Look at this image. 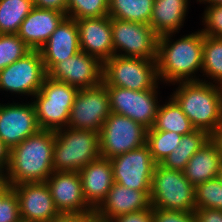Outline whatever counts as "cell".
<instances>
[{
  "label": "cell",
  "instance_id": "cell-1",
  "mask_svg": "<svg viewBox=\"0 0 222 222\" xmlns=\"http://www.w3.org/2000/svg\"><path fill=\"white\" fill-rule=\"evenodd\" d=\"M173 35L157 39V75L159 82L176 85L179 82L199 81L202 72L203 33L186 34L173 41ZM172 40V41H171Z\"/></svg>",
  "mask_w": 222,
  "mask_h": 222
},
{
  "label": "cell",
  "instance_id": "cell-2",
  "mask_svg": "<svg viewBox=\"0 0 222 222\" xmlns=\"http://www.w3.org/2000/svg\"><path fill=\"white\" fill-rule=\"evenodd\" d=\"M54 144L55 132L40 129L10 149V161L6 169L7 182L11 186L46 182L54 172Z\"/></svg>",
  "mask_w": 222,
  "mask_h": 222
},
{
  "label": "cell",
  "instance_id": "cell-3",
  "mask_svg": "<svg viewBox=\"0 0 222 222\" xmlns=\"http://www.w3.org/2000/svg\"><path fill=\"white\" fill-rule=\"evenodd\" d=\"M176 84L170 96L196 129L211 135L222 124V86L201 80Z\"/></svg>",
  "mask_w": 222,
  "mask_h": 222
},
{
  "label": "cell",
  "instance_id": "cell-4",
  "mask_svg": "<svg viewBox=\"0 0 222 222\" xmlns=\"http://www.w3.org/2000/svg\"><path fill=\"white\" fill-rule=\"evenodd\" d=\"M54 132V171L79 172L100 157L98 132L70 127Z\"/></svg>",
  "mask_w": 222,
  "mask_h": 222
},
{
  "label": "cell",
  "instance_id": "cell-5",
  "mask_svg": "<svg viewBox=\"0 0 222 222\" xmlns=\"http://www.w3.org/2000/svg\"><path fill=\"white\" fill-rule=\"evenodd\" d=\"M78 90L75 86L45 77L39 92L31 98L40 129L56 131L67 127Z\"/></svg>",
  "mask_w": 222,
  "mask_h": 222
},
{
  "label": "cell",
  "instance_id": "cell-6",
  "mask_svg": "<svg viewBox=\"0 0 222 222\" xmlns=\"http://www.w3.org/2000/svg\"><path fill=\"white\" fill-rule=\"evenodd\" d=\"M150 204L152 208L194 212L195 187L184 172L156 164L151 180Z\"/></svg>",
  "mask_w": 222,
  "mask_h": 222
},
{
  "label": "cell",
  "instance_id": "cell-7",
  "mask_svg": "<svg viewBox=\"0 0 222 222\" xmlns=\"http://www.w3.org/2000/svg\"><path fill=\"white\" fill-rule=\"evenodd\" d=\"M102 82L135 91L158 89L157 61L113 55L103 63Z\"/></svg>",
  "mask_w": 222,
  "mask_h": 222
},
{
  "label": "cell",
  "instance_id": "cell-8",
  "mask_svg": "<svg viewBox=\"0 0 222 222\" xmlns=\"http://www.w3.org/2000/svg\"><path fill=\"white\" fill-rule=\"evenodd\" d=\"M147 128L127 116L112 113L99 131L100 156L112 159L146 144Z\"/></svg>",
  "mask_w": 222,
  "mask_h": 222
},
{
  "label": "cell",
  "instance_id": "cell-9",
  "mask_svg": "<svg viewBox=\"0 0 222 222\" xmlns=\"http://www.w3.org/2000/svg\"><path fill=\"white\" fill-rule=\"evenodd\" d=\"M114 55L157 60V39L146 23L111 18Z\"/></svg>",
  "mask_w": 222,
  "mask_h": 222
},
{
  "label": "cell",
  "instance_id": "cell-10",
  "mask_svg": "<svg viewBox=\"0 0 222 222\" xmlns=\"http://www.w3.org/2000/svg\"><path fill=\"white\" fill-rule=\"evenodd\" d=\"M106 88L112 113L127 116L147 129L153 127L160 105L158 89L135 91L115 86Z\"/></svg>",
  "mask_w": 222,
  "mask_h": 222
},
{
  "label": "cell",
  "instance_id": "cell-11",
  "mask_svg": "<svg viewBox=\"0 0 222 222\" xmlns=\"http://www.w3.org/2000/svg\"><path fill=\"white\" fill-rule=\"evenodd\" d=\"M111 114L106 85L79 89L70 109L67 127L98 132Z\"/></svg>",
  "mask_w": 222,
  "mask_h": 222
},
{
  "label": "cell",
  "instance_id": "cell-12",
  "mask_svg": "<svg viewBox=\"0 0 222 222\" xmlns=\"http://www.w3.org/2000/svg\"><path fill=\"white\" fill-rule=\"evenodd\" d=\"M46 76L39 50H31L0 71V91L33 97L39 92Z\"/></svg>",
  "mask_w": 222,
  "mask_h": 222
},
{
  "label": "cell",
  "instance_id": "cell-13",
  "mask_svg": "<svg viewBox=\"0 0 222 222\" xmlns=\"http://www.w3.org/2000/svg\"><path fill=\"white\" fill-rule=\"evenodd\" d=\"M114 182L132 190L144 191L150 197L155 161L149 146H143L110 159Z\"/></svg>",
  "mask_w": 222,
  "mask_h": 222
},
{
  "label": "cell",
  "instance_id": "cell-14",
  "mask_svg": "<svg viewBox=\"0 0 222 222\" xmlns=\"http://www.w3.org/2000/svg\"><path fill=\"white\" fill-rule=\"evenodd\" d=\"M29 102L0 103V138L10 149L40 130L35 108Z\"/></svg>",
  "mask_w": 222,
  "mask_h": 222
},
{
  "label": "cell",
  "instance_id": "cell-15",
  "mask_svg": "<svg viewBox=\"0 0 222 222\" xmlns=\"http://www.w3.org/2000/svg\"><path fill=\"white\" fill-rule=\"evenodd\" d=\"M46 183L61 215L94 214V209L84 197L78 172L54 171Z\"/></svg>",
  "mask_w": 222,
  "mask_h": 222
},
{
  "label": "cell",
  "instance_id": "cell-16",
  "mask_svg": "<svg viewBox=\"0 0 222 222\" xmlns=\"http://www.w3.org/2000/svg\"><path fill=\"white\" fill-rule=\"evenodd\" d=\"M12 187L18 198L21 221L52 222L61 216L46 182L19 183Z\"/></svg>",
  "mask_w": 222,
  "mask_h": 222
},
{
  "label": "cell",
  "instance_id": "cell-17",
  "mask_svg": "<svg viewBox=\"0 0 222 222\" xmlns=\"http://www.w3.org/2000/svg\"><path fill=\"white\" fill-rule=\"evenodd\" d=\"M103 63L82 51L58 62L48 73L50 78L78 89L91 88L102 82Z\"/></svg>",
  "mask_w": 222,
  "mask_h": 222
},
{
  "label": "cell",
  "instance_id": "cell-18",
  "mask_svg": "<svg viewBox=\"0 0 222 222\" xmlns=\"http://www.w3.org/2000/svg\"><path fill=\"white\" fill-rule=\"evenodd\" d=\"M80 51L96 57L101 63L114 55L111 17L76 20Z\"/></svg>",
  "mask_w": 222,
  "mask_h": 222
},
{
  "label": "cell",
  "instance_id": "cell-19",
  "mask_svg": "<svg viewBox=\"0 0 222 222\" xmlns=\"http://www.w3.org/2000/svg\"><path fill=\"white\" fill-rule=\"evenodd\" d=\"M44 68L48 73L58 62L80 52V40L75 19L65 17L48 41L39 49Z\"/></svg>",
  "mask_w": 222,
  "mask_h": 222
},
{
  "label": "cell",
  "instance_id": "cell-20",
  "mask_svg": "<svg viewBox=\"0 0 222 222\" xmlns=\"http://www.w3.org/2000/svg\"><path fill=\"white\" fill-rule=\"evenodd\" d=\"M150 206V197L144 191L132 190L114 183L108 195L94 210V215L109 221L123 214L148 209Z\"/></svg>",
  "mask_w": 222,
  "mask_h": 222
},
{
  "label": "cell",
  "instance_id": "cell-21",
  "mask_svg": "<svg viewBox=\"0 0 222 222\" xmlns=\"http://www.w3.org/2000/svg\"><path fill=\"white\" fill-rule=\"evenodd\" d=\"M78 173L84 197L87 203L95 210L115 183L111 161L100 156L80 169Z\"/></svg>",
  "mask_w": 222,
  "mask_h": 222
},
{
  "label": "cell",
  "instance_id": "cell-22",
  "mask_svg": "<svg viewBox=\"0 0 222 222\" xmlns=\"http://www.w3.org/2000/svg\"><path fill=\"white\" fill-rule=\"evenodd\" d=\"M65 17L55 10L34 7L21 23L17 35L31 50H39Z\"/></svg>",
  "mask_w": 222,
  "mask_h": 222
},
{
  "label": "cell",
  "instance_id": "cell-23",
  "mask_svg": "<svg viewBox=\"0 0 222 222\" xmlns=\"http://www.w3.org/2000/svg\"><path fill=\"white\" fill-rule=\"evenodd\" d=\"M190 2V0H154L149 25L158 38L180 32Z\"/></svg>",
  "mask_w": 222,
  "mask_h": 222
},
{
  "label": "cell",
  "instance_id": "cell-24",
  "mask_svg": "<svg viewBox=\"0 0 222 222\" xmlns=\"http://www.w3.org/2000/svg\"><path fill=\"white\" fill-rule=\"evenodd\" d=\"M221 156L216 143L210 139L186 164L185 178L194 186L218 177Z\"/></svg>",
  "mask_w": 222,
  "mask_h": 222
},
{
  "label": "cell",
  "instance_id": "cell-25",
  "mask_svg": "<svg viewBox=\"0 0 222 222\" xmlns=\"http://www.w3.org/2000/svg\"><path fill=\"white\" fill-rule=\"evenodd\" d=\"M157 110L154 130L176 132L180 135L192 133L196 128L182 111L178 103L170 96Z\"/></svg>",
  "mask_w": 222,
  "mask_h": 222
},
{
  "label": "cell",
  "instance_id": "cell-26",
  "mask_svg": "<svg viewBox=\"0 0 222 222\" xmlns=\"http://www.w3.org/2000/svg\"><path fill=\"white\" fill-rule=\"evenodd\" d=\"M210 139L211 135L207 131L200 129L183 135L179 146L176 147V151L171 152L160 164L165 168L183 172L190 158Z\"/></svg>",
  "mask_w": 222,
  "mask_h": 222
},
{
  "label": "cell",
  "instance_id": "cell-27",
  "mask_svg": "<svg viewBox=\"0 0 222 222\" xmlns=\"http://www.w3.org/2000/svg\"><path fill=\"white\" fill-rule=\"evenodd\" d=\"M108 15L120 20L146 23L151 20L154 0H108Z\"/></svg>",
  "mask_w": 222,
  "mask_h": 222
},
{
  "label": "cell",
  "instance_id": "cell-28",
  "mask_svg": "<svg viewBox=\"0 0 222 222\" xmlns=\"http://www.w3.org/2000/svg\"><path fill=\"white\" fill-rule=\"evenodd\" d=\"M201 74V77H205V79H200L201 81L222 86V37L203 34V64ZM206 77L209 80H206Z\"/></svg>",
  "mask_w": 222,
  "mask_h": 222
},
{
  "label": "cell",
  "instance_id": "cell-29",
  "mask_svg": "<svg viewBox=\"0 0 222 222\" xmlns=\"http://www.w3.org/2000/svg\"><path fill=\"white\" fill-rule=\"evenodd\" d=\"M33 8L32 0H0V34H17Z\"/></svg>",
  "mask_w": 222,
  "mask_h": 222
},
{
  "label": "cell",
  "instance_id": "cell-30",
  "mask_svg": "<svg viewBox=\"0 0 222 222\" xmlns=\"http://www.w3.org/2000/svg\"><path fill=\"white\" fill-rule=\"evenodd\" d=\"M183 135L176 132L147 129L146 144L156 164L164 161L171 152L176 151Z\"/></svg>",
  "mask_w": 222,
  "mask_h": 222
},
{
  "label": "cell",
  "instance_id": "cell-31",
  "mask_svg": "<svg viewBox=\"0 0 222 222\" xmlns=\"http://www.w3.org/2000/svg\"><path fill=\"white\" fill-rule=\"evenodd\" d=\"M108 0H67V17L80 20L108 16Z\"/></svg>",
  "mask_w": 222,
  "mask_h": 222
},
{
  "label": "cell",
  "instance_id": "cell-32",
  "mask_svg": "<svg viewBox=\"0 0 222 222\" xmlns=\"http://www.w3.org/2000/svg\"><path fill=\"white\" fill-rule=\"evenodd\" d=\"M199 208L222 211V182L218 177L195 187V209Z\"/></svg>",
  "mask_w": 222,
  "mask_h": 222
},
{
  "label": "cell",
  "instance_id": "cell-33",
  "mask_svg": "<svg viewBox=\"0 0 222 222\" xmlns=\"http://www.w3.org/2000/svg\"><path fill=\"white\" fill-rule=\"evenodd\" d=\"M30 51L17 34H0V71Z\"/></svg>",
  "mask_w": 222,
  "mask_h": 222
},
{
  "label": "cell",
  "instance_id": "cell-34",
  "mask_svg": "<svg viewBox=\"0 0 222 222\" xmlns=\"http://www.w3.org/2000/svg\"><path fill=\"white\" fill-rule=\"evenodd\" d=\"M202 15L201 32L204 35L222 37V5H206Z\"/></svg>",
  "mask_w": 222,
  "mask_h": 222
},
{
  "label": "cell",
  "instance_id": "cell-35",
  "mask_svg": "<svg viewBox=\"0 0 222 222\" xmlns=\"http://www.w3.org/2000/svg\"><path fill=\"white\" fill-rule=\"evenodd\" d=\"M19 202L13 189L0 201V222H20Z\"/></svg>",
  "mask_w": 222,
  "mask_h": 222
},
{
  "label": "cell",
  "instance_id": "cell-36",
  "mask_svg": "<svg viewBox=\"0 0 222 222\" xmlns=\"http://www.w3.org/2000/svg\"><path fill=\"white\" fill-rule=\"evenodd\" d=\"M153 209V222H196L194 212Z\"/></svg>",
  "mask_w": 222,
  "mask_h": 222
},
{
  "label": "cell",
  "instance_id": "cell-37",
  "mask_svg": "<svg viewBox=\"0 0 222 222\" xmlns=\"http://www.w3.org/2000/svg\"><path fill=\"white\" fill-rule=\"evenodd\" d=\"M153 209L150 206L148 209L140 210L136 212H131L129 214H123L113 219L109 222H153Z\"/></svg>",
  "mask_w": 222,
  "mask_h": 222
},
{
  "label": "cell",
  "instance_id": "cell-38",
  "mask_svg": "<svg viewBox=\"0 0 222 222\" xmlns=\"http://www.w3.org/2000/svg\"><path fill=\"white\" fill-rule=\"evenodd\" d=\"M196 222H222V211L212 208H199L194 211Z\"/></svg>",
  "mask_w": 222,
  "mask_h": 222
},
{
  "label": "cell",
  "instance_id": "cell-39",
  "mask_svg": "<svg viewBox=\"0 0 222 222\" xmlns=\"http://www.w3.org/2000/svg\"><path fill=\"white\" fill-rule=\"evenodd\" d=\"M34 7L64 13L67 17V0H32Z\"/></svg>",
  "mask_w": 222,
  "mask_h": 222
},
{
  "label": "cell",
  "instance_id": "cell-40",
  "mask_svg": "<svg viewBox=\"0 0 222 222\" xmlns=\"http://www.w3.org/2000/svg\"><path fill=\"white\" fill-rule=\"evenodd\" d=\"M10 161V148L0 138V164L7 169Z\"/></svg>",
  "mask_w": 222,
  "mask_h": 222
},
{
  "label": "cell",
  "instance_id": "cell-41",
  "mask_svg": "<svg viewBox=\"0 0 222 222\" xmlns=\"http://www.w3.org/2000/svg\"><path fill=\"white\" fill-rule=\"evenodd\" d=\"M52 222H87V214L83 215H61Z\"/></svg>",
  "mask_w": 222,
  "mask_h": 222
},
{
  "label": "cell",
  "instance_id": "cell-42",
  "mask_svg": "<svg viewBox=\"0 0 222 222\" xmlns=\"http://www.w3.org/2000/svg\"><path fill=\"white\" fill-rule=\"evenodd\" d=\"M211 139L216 143L222 159V124L211 134Z\"/></svg>",
  "mask_w": 222,
  "mask_h": 222
},
{
  "label": "cell",
  "instance_id": "cell-43",
  "mask_svg": "<svg viewBox=\"0 0 222 222\" xmlns=\"http://www.w3.org/2000/svg\"><path fill=\"white\" fill-rule=\"evenodd\" d=\"M12 190L13 187L8 182L0 184V201H3Z\"/></svg>",
  "mask_w": 222,
  "mask_h": 222
},
{
  "label": "cell",
  "instance_id": "cell-44",
  "mask_svg": "<svg viewBox=\"0 0 222 222\" xmlns=\"http://www.w3.org/2000/svg\"><path fill=\"white\" fill-rule=\"evenodd\" d=\"M197 2L205 5H222V0H197Z\"/></svg>",
  "mask_w": 222,
  "mask_h": 222
},
{
  "label": "cell",
  "instance_id": "cell-45",
  "mask_svg": "<svg viewBox=\"0 0 222 222\" xmlns=\"http://www.w3.org/2000/svg\"><path fill=\"white\" fill-rule=\"evenodd\" d=\"M7 182L6 169L0 164V184Z\"/></svg>",
  "mask_w": 222,
  "mask_h": 222
},
{
  "label": "cell",
  "instance_id": "cell-46",
  "mask_svg": "<svg viewBox=\"0 0 222 222\" xmlns=\"http://www.w3.org/2000/svg\"><path fill=\"white\" fill-rule=\"evenodd\" d=\"M87 222H109L96 217L94 214H87Z\"/></svg>",
  "mask_w": 222,
  "mask_h": 222
},
{
  "label": "cell",
  "instance_id": "cell-47",
  "mask_svg": "<svg viewBox=\"0 0 222 222\" xmlns=\"http://www.w3.org/2000/svg\"><path fill=\"white\" fill-rule=\"evenodd\" d=\"M218 178L222 182V160L220 162V168H219V173H218Z\"/></svg>",
  "mask_w": 222,
  "mask_h": 222
}]
</instances>
